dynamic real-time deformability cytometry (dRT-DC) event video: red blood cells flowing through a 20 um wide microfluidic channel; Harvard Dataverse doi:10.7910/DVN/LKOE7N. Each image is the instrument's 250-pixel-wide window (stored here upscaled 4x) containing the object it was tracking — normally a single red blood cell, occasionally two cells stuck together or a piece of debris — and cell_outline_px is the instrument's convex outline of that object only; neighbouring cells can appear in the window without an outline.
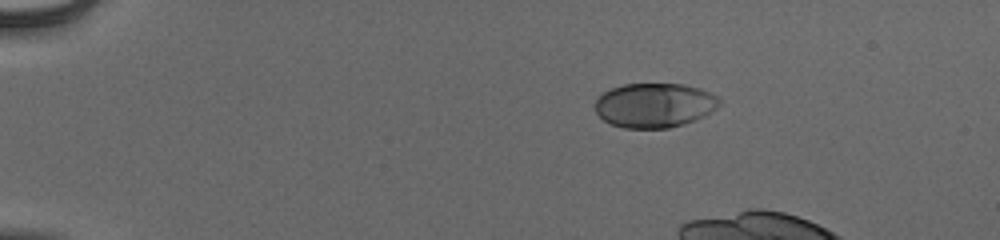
{"species": "human", "species_latin": "Homo sapiens", "temperature_condition": "cold", "stored_images_in_passage": 13, "camera_frame_rate_fps": 3000, "um_per_image_px": 0.085, "donor": {"sex": "male"}, "frame": {"image": 1, "passage_image": 1, "time_ms": 0.0, "image_size_px": [1000, 240], "cell_outline_px": [[720, 104], [716, 108], [704, 116], [684, 124], [668, 128], [624, 128], [612, 124], [604, 120], [596, 112], [596, 96], [612, 88], [624, 84], [684, 84], [700, 88], [716, 96], [720, 100]], "centroid_in_image_um": [55.62, 8.94], "position_along_channel_um": 29.4, "area_um2": 32.14}}
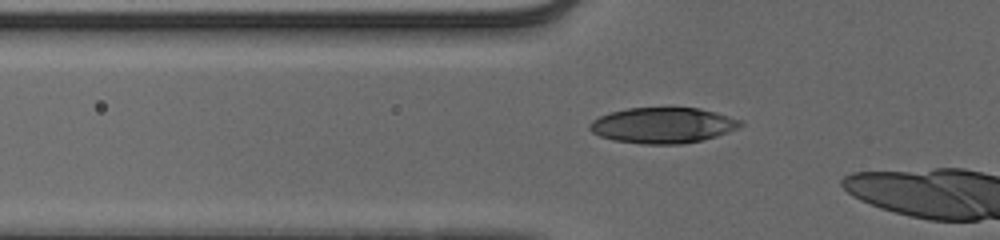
{"frame": {"image": 2, "passage_image": 11, "time_ms": 3.333, "image_size_px": [1000, 240], "cell_outline_px": [[744, 124], [736, 128], [716, 136], [700, 140], [680, 144], [644, 144], [612, 140], [600, 136], [592, 132], [588, 128], [588, 124], [592, 120], [608, 112], [628, 108], [700, 108], [716, 112], [740, 120]], "centroid_in_image_um": [56.28, 10.65], "position_along_channel_um": 69.5, "area_um2": 31.21}}